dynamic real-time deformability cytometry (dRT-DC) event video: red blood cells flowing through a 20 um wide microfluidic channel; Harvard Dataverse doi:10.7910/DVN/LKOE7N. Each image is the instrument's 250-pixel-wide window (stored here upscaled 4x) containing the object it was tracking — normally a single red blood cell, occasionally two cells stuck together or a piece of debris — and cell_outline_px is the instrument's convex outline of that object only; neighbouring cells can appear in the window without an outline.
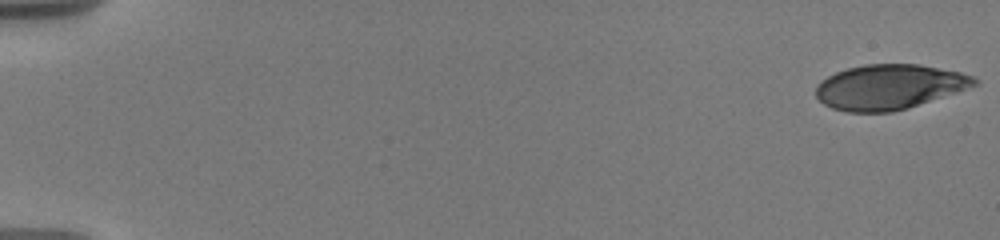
{"species": "human", "species_latin": "Homo sapiens", "temperature_condition": "warm", "stored_images_in_passage": 69, "camera_frame_rate_fps": 3000, "um_per_image_px": 0.085, "donor": {"sex": "male"}, "frame": {"image": 1, "passage_image": 1, "time_ms": 0.0, "image_size_px": [1000, 240], "cell_outline_px": [[980, 80], [976, 84], [956, 92], [908, 108], [892, 112], [848, 112], [832, 108], [824, 104], [816, 96], [816, 84], [820, 80], [836, 72], [848, 68], [864, 64], [920, 64], [960, 72], [972, 76]], "centroid_in_image_um": [75.55, 7.38], "position_along_channel_um": 9.4, "area_um2": 41.38}}
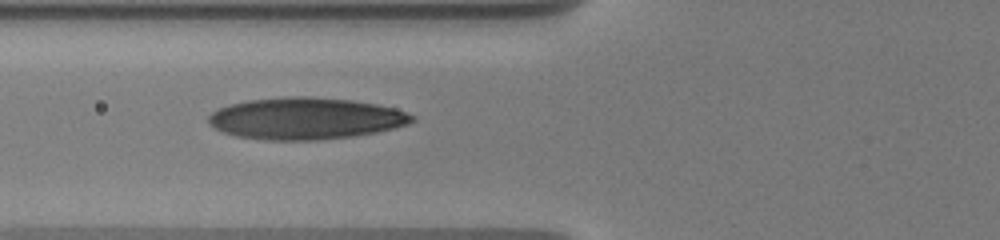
{"frame": {"image": 2, "passage_image": 33, "time_ms": 7.333, "image_size_px": [1000, 240], "cell_outline_px": [[416, 120], [408, 124], [376, 132], [352, 136], [316, 140], [264, 140], [236, 136], [212, 128], [208, 124], [208, 116], [212, 112], [220, 108], [232, 104], [248, 100], [292, 96], [308, 96], [352, 100], [376, 104], [396, 108], [416, 116]], "centroid_in_image_um": [25.97, 10.07], "position_along_channel_um": 99.8, "area_um2": 49.59}}
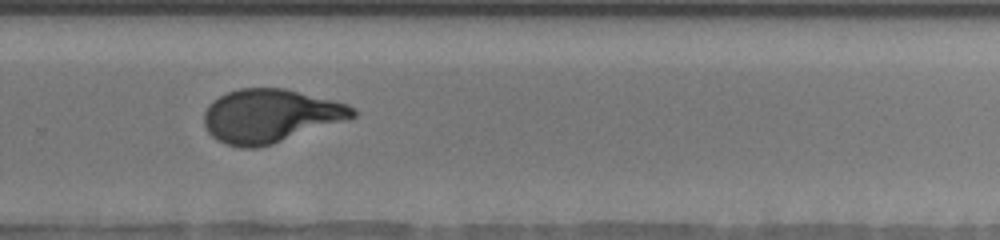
{"frame": {"image": 3, "passage_image": 64, "time_ms": 13.0, "image_size_px": [1000, 240], "cell_outline_px": [[356, 116], [272, 144], [256, 148], [240, 148], [228, 144], [212, 136], [208, 132], [204, 124], [204, 112], [208, 104], [212, 100], [228, 92], [240, 88], [284, 88], [348, 104], [356, 108]], "centroid_in_image_um": [22.94, 9.84], "position_along_channel_um": 306.9, "area_um2": 45.84}}